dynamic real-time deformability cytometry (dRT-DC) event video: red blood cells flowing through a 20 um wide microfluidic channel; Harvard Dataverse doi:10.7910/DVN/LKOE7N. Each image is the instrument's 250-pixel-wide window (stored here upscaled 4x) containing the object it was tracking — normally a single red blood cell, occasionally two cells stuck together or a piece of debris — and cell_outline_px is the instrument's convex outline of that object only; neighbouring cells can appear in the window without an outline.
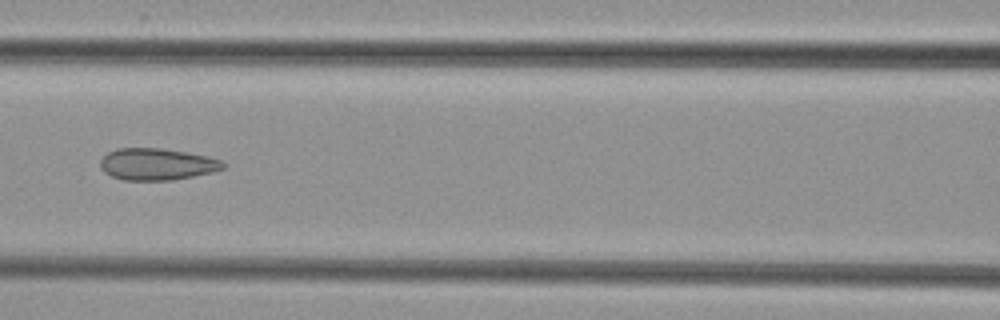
{"species": "common noctule bat (a hibernating species)", "species_latin": "Nyctalus noctula", "temperature_condition": "cold", "stored_images_in_passage": 7, "camera_frame_rate_fps": 3000, "um_per_image_px": 0.085, "animal": {"sex": "female", "body_mass_g": 29.2, "forearm_length_mm": 56.3}, "frame": {"image": 1, "passage_image": 7, "time_ms": 7.0, "image_size_px": [1000, 320], "cell_outline_px": [[224, 168], [212, 172], [172, 180], [124, 180], [112, 176], [104, 172], [100, 168], [100, 160], [108, 152], [116, 148], [160, 148], [208, 156], [220, 160], [224, 164]], "centroid_in_image_um": [13.3, 13.95], "position_along_channel_um": 153.3, "area_um2": 22.6}}